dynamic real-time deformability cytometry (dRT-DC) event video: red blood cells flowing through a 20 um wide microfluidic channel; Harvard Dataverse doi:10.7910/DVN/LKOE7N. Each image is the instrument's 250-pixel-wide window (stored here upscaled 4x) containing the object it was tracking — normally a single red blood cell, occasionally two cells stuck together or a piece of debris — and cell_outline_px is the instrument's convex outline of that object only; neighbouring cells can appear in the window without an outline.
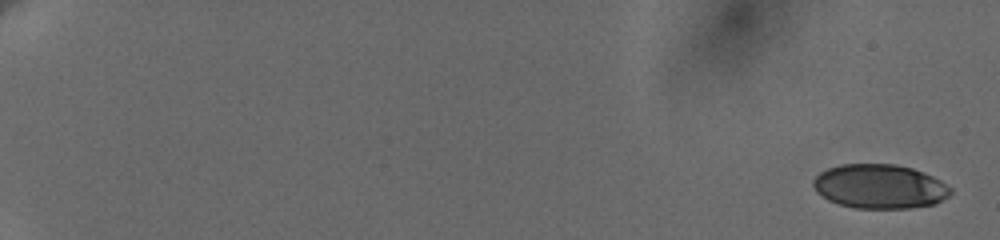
{"species": "human", "species_latin": "Homo sapiens", "temperature_condition": "cold", "stored_images_in_passage": 9, "camera_frame_rate_fps": 3000, "um_per_image_px": 0.085, "donor": {"sex": "female"}, "frame": {"image": 1, "passage_image": 1, "time_ms": 0.0, "image_size_px": [1000, 240], "cell_outline_px": [[952, 192], [948, 196], [936, 204], [912, 208], [856, 208], [840, 204], [828, 200], [816, 192], [812, 184], [812, 180], [820, 172], [828, 168], [840, 164], [896, 164], [912, 168], [924, 172], [940, 180], [952, 188]], "centroid_in_image_um": [74.78, 15.85], "position_along_channel_um": 10.2, "area_um2": 35.6}}
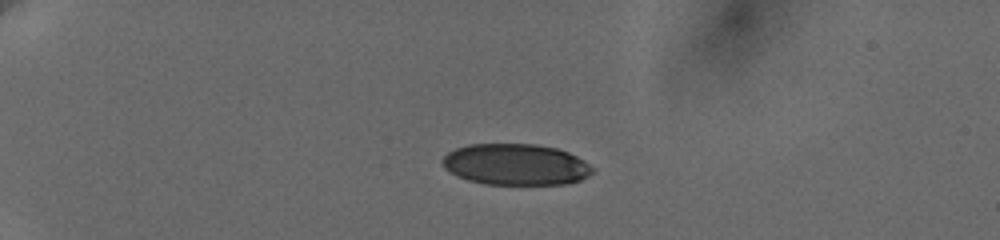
{"frame": {"image": 2, "passage_image": 6, "time_ms": 5.0, "image_size_px": [1000, 240], "cell_outline_px": [[596, 168], [588, 176], [580, 180], [564, 184], [484, 184], [468, 180], [456, 176], [444, 168], [440, 160], [448, 152], [456, 148], [468, 144], [536, 144], [556, 148], [568, 152], [584, 160]], "centroid_in_image_um": [43.83, 13.98], "position_along_channel_um": 41.2, "area_um2": 36.3}}
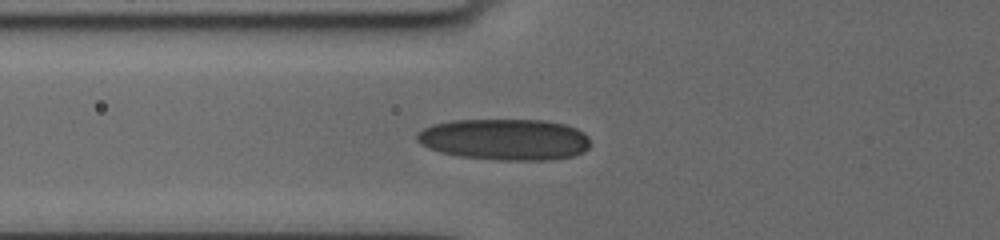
{"frame": {"image": 3, "passage_image": 9, "time_ms": 8.0, "image_size_px": [1000, 240], "cell_outline_px": [[592, 144], [584, 152], [572, 156], [552, 160], [496, 160], [460, 156], [440, 152], [428, 148], [420, 144], [416, 140], [416, 132], [432, 124], [452, 120], [544, 120], [564, 124], [576, 128], [584, 132], [588, 136]], "centroid_in_image_um": [42.91, 11.85], "position_along_channel_um": 82.9, "area_um2": 42.19}}